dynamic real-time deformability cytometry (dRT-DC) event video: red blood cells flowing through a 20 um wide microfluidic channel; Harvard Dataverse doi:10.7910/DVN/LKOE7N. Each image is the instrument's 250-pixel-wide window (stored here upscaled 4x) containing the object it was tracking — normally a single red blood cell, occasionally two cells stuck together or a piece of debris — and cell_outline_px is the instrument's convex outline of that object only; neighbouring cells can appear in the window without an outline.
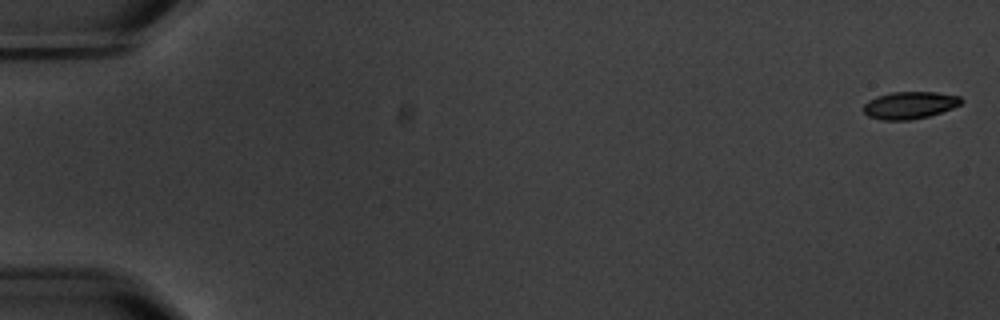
{"species": "common noctule bat (a hibernating species)", "species_latin": "Nyctalus noctula", "temperature_condition": "warm", "stored_images_in_passage": 5, "camera_frame_rate_fps": 3000, "um_per_image_px": 0.085, "animal": {"sex": "male", "body_mass_g": 20.1, "forearm_length_mm": 53.5}, "frame": {"image": 1, "passage_image": 1, "time_ms": 0.0, "image_size_px": [1000, 320], "cell_outline_px": [[964, 100], [960, 104], [952, 108], [928, 116], [908, 120], [880, 120], [868, 116], [864, 112], [864, 104], [868, 100], [876, 96], [892, 92], [936, 92], [960, 96]], "centroid_in_image_um": [77.31, 8.93], "position_along_channel_um": 7.7, "area_um2": 15.49}}